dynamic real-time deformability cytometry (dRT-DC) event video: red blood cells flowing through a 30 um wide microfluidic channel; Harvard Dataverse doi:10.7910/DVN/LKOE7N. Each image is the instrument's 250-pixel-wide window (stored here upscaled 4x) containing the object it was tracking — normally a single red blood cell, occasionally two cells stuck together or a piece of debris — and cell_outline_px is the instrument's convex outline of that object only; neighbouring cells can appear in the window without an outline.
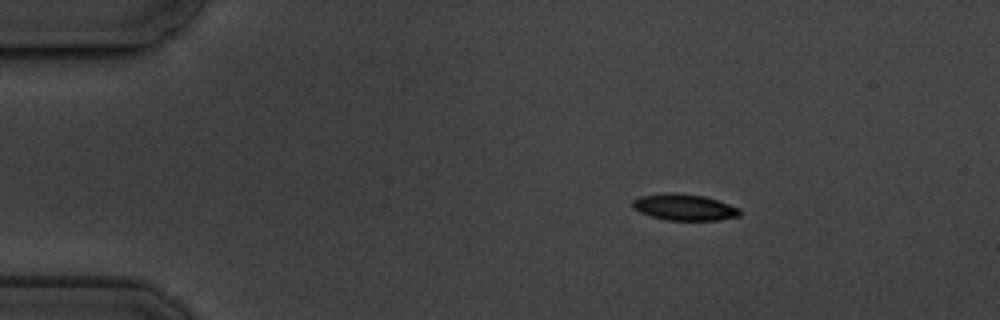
{"species": "common noctule bat (a hibernating species)", "species_latin": "Nyctalus noctula", "temperature_condition": "cold", "stored_images_in_passage": 5, "camera_frame_rate_fps": 3000, "um_per_image_px": 0.085, "animal": {"sex": "male", "body_mass_g": 19.5, "forearm_length_mm": 54.6}, "frame": {"image": 1, "passage_image": 2, "time_ms": 1.333, "image_size_px": [1000, 320], "cell_outline_px": [[740, 216], [716, 220], [668, 220], [652, 216], [640, 212], [632, 208], [632, 200], [640, 196], [668, 192], [676, 192], [704, 196], [740, 208]], "centroid_in_image_um": [58.14, 17.6], "position_along_channel_um": 26.9, "area_um2": 16.42}}
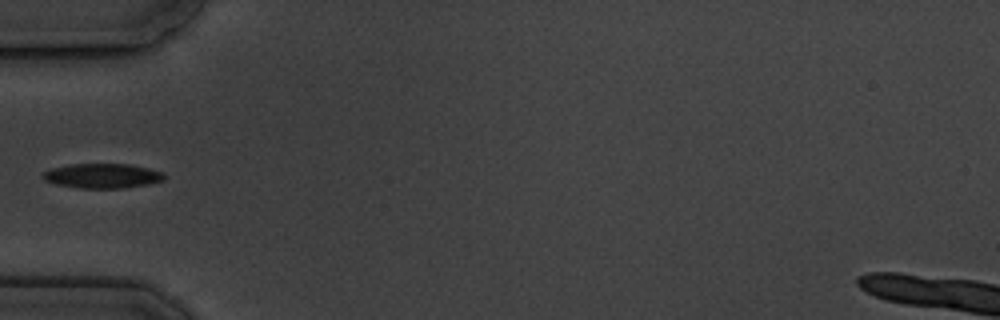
{"frame": {"image": 2, "passage_image": 5, "time_ms": 4.667, "image_size_px": [1000, 320], "cell_outline_px": [[164, 180], [148, 184], [124, 188], [80, 188], [56, 184], [44, 180], [40, 176], [44, 172], [52, 168], [72, 164], [128, 164], [148, 168], [164, 172]], "centroid_in_image_um": [8.7, 14.95], "position_along_channel_um": 76.3, "area_um2": 17.4}}